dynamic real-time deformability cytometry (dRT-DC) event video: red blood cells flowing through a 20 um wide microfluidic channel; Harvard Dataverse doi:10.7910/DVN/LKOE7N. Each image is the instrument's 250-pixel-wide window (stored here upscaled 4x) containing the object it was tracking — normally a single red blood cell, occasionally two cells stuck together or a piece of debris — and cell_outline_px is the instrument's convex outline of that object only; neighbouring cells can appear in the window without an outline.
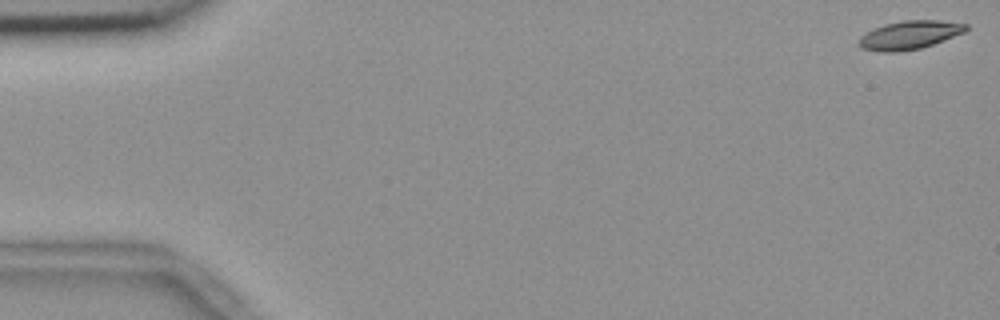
{"species": "common noctule bat (a hibernating species)", "species_latin": "Nyctalus noctula", "temperature_condition": "room temperature", "stored_images_in_passage": 7, "camera_frame_rate_fps": 3000, "um_per_image_px": 0.085, "animal": {"sex": "female", "body_mass_g": 18.4}, "frame": {"image": 1, "passage_image": 1, "time_ms": 0.0, "image_size_px": [1000, 320], "cell_outline_px": [[968, 28], [964, 32], [932, 44], [920, 48], [896, 52], [880, 52], [860, 48], [860, 36], [872, 28], [884, 24], [904, 20], [936, 20], [968, 24]], "centroid_in_image_um": [77.27, 2.97], "position_along_channel_um": 7.7, "area_um2": 17.63}}